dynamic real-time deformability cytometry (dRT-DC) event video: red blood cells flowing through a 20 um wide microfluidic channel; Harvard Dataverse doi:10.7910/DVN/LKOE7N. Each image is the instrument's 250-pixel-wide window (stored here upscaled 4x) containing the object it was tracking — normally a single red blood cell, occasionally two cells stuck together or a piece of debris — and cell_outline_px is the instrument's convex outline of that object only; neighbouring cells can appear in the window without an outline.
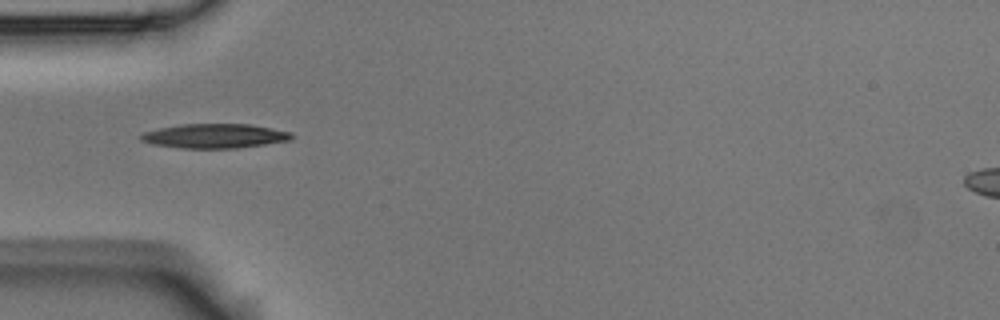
{"species": "Egyptian fruit bat (a non-hibernating species)", "species_latin": "Rousettus aegyptiacus", "temperature_condition": "room temperature", "stored_images_in_passage": 6, "camera_frame_rate_fps": 3000, "um_per_image_px": 0.085, "animal": {"sex": "male"}, "frame": {"image": 1, "passage_image": 2, "time_ms": 0.333, "image_size_px": [1000, 320], "cell_outline_px": [[292, 140], [236, 148], [180, 148], [152, 144], [140, 140], [140, 136], [144, 132], [160, 128], [180, 124], [248, 124], [272, 128], [292, 132]], "centroid_in_image_um": [18.25, 11.55], "position_along_channel_um": 66.8, "area_um2": 21.33}}
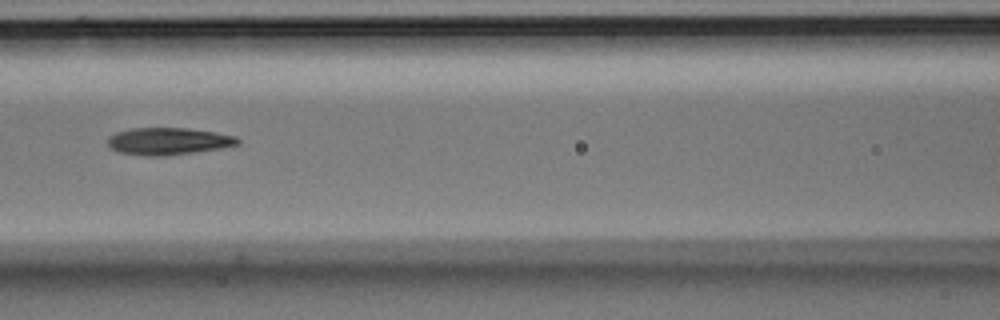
{"frame": {"image": 2, "passage_image": 4, "time_ms": 1.0, "image_size_px": [1000, 320], "cell_outline_px": [[240, 144], [224, 148], [168, 156], [144, 156], [120, 152], [108, 148], [108, 136], [116, 132], [128, 128], [188, 128], [216, 132], [236, 136], [240, 140]], "centroid_in_image_um": [14.31, 12.01], "position_along_channel_um": 152.3, "area_um2": 20.98}}
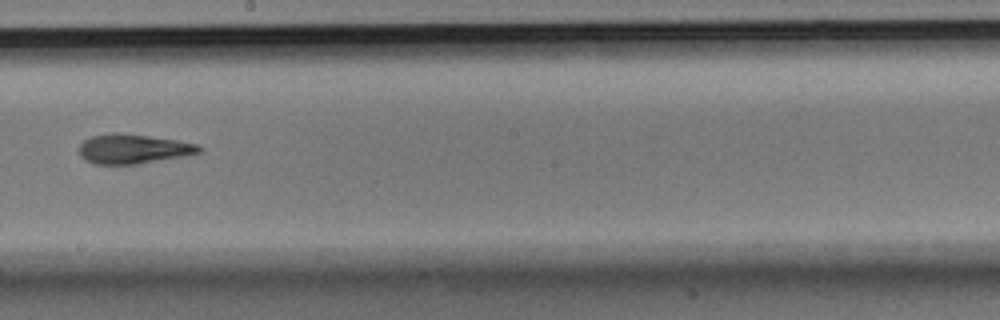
{"frame": {"image": 3, "passage_image": 6, "time_ms": 1.667, "image_size_px": [1000, 320], "cell_outline_px": [[204, 148], [200, 152], [180, 156], [136, 164], [96, 164], [84, 160], [80, 156], [80, 144], [84, 140], [92, 136], [112, 132], [116, 132], [148, 136], [176, 140], [200, 144]], "centroid_in_image_um": [11.3, 12.65], "position_along_channel_um": 236.9, "area_um2": 20.46}}